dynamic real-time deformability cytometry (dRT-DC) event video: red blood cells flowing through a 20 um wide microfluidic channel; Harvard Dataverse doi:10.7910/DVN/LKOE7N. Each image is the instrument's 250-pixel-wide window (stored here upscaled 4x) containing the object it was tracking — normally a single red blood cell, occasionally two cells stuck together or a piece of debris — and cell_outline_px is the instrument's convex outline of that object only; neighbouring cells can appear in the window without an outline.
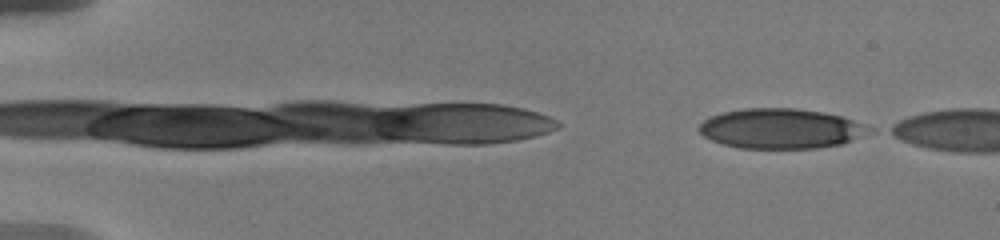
{"species": "human", "species_latin": "Homo sapiens", "temperature_condition": "warm", "stored_images_in_passage": 18, "camera_frame_rate_fps": 3000, "um_per_image_px": 0.085, "donor": {"sex": "male"}, "frame": {"image": 1, "passage_image": 11, "time_ms": 2.0, "image_size_px": [1000, 240], "cell_outline_px": [[876, 132], [844, 144], [816, 148], [740, 148], [724, 144], [712, 140], [704, 136], [696, 128], [704, 120], [712, 116], [724, 112], [744, 108], [796, 108], [824, 112], [840, 116], [876, 128]], "centroid_in_image_um": [66.46, 10.93], "position_along_channel_um": 18.5, "area_um2": 40.0}}